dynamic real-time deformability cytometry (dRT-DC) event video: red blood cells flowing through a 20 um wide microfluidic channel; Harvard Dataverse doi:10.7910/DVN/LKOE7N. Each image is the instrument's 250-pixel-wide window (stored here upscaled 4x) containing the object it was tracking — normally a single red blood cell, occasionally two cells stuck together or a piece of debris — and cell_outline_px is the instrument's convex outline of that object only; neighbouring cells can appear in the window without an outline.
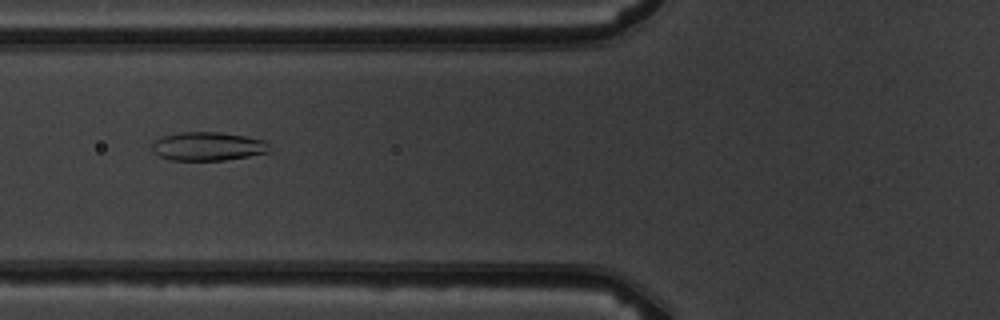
{"species": "common noctule bat (a hibernating species)", "species_latin": "Nyctalus noctula", "temperature_condition": "warm", "stored_images_in_passage": 4, "camera_frame_rate_fps": 3000, "um_per_image_px": 0.085, "animal": {"sex": "male", "body_mass_g": 19.5, "forearm_length_mm": 54.6}, "frame": {"image": 1, "passage_image": 2, "time_ms": 1.0, "image_size_px": [1000, 320], "cell_outline_px": [[268, 152], [248, 156], [224, 160], [168, 160], [152, 152], [152, 144], [160, 136], [180, 132], [220, 132], [244, 136], [264, 140], [268, 144]], "centroid_in_image_um": [17.61, 12.43], "position_along_channel_um": 108.2, "area_um2": 19.54}}